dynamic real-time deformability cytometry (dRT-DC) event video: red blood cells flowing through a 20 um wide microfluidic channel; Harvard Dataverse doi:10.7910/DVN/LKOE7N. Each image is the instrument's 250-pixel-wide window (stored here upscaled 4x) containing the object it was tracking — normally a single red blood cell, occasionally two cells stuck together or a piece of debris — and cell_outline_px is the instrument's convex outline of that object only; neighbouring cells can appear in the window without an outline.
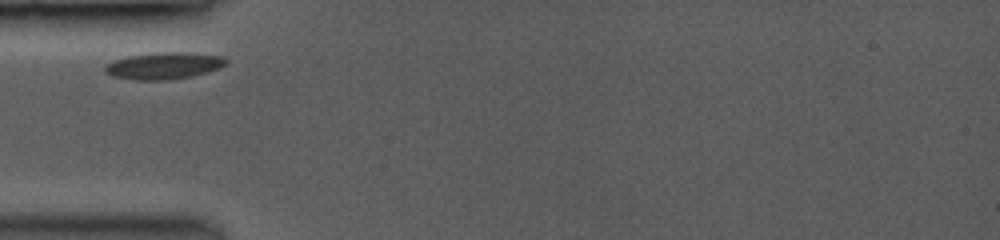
{"species": "common noctule bat (a hibernating species)", "species_latin": "Nyctalus noctula", "temperature_condition": "room temperature", "stored_images_in_passage": 12, "camera_frame_rate_fps": 3500, "um_per_image_px": 0.085, "animal": {"sex": "female", "body_mass_g": 19.0, "forearm_length_mm": 53.3}, "frame": {"image": 1, "passage_image": 1, "time_ms": 0.0, "image_size_px": [1000, 240], "cell_outline_px": [[228, 64], [220, 68], [208, 72], [192, 76], [168, 80], [136, 80], [112, 76], [104, 68], [108, 64], [116, 60], [128, 56], [160, 52], [184, 52], [220, 56], [228, 60]], "centroid_in_image_um": [13.99, 5.59], "position_along_channel_um": 71.0, "area_um2": 18.73}}
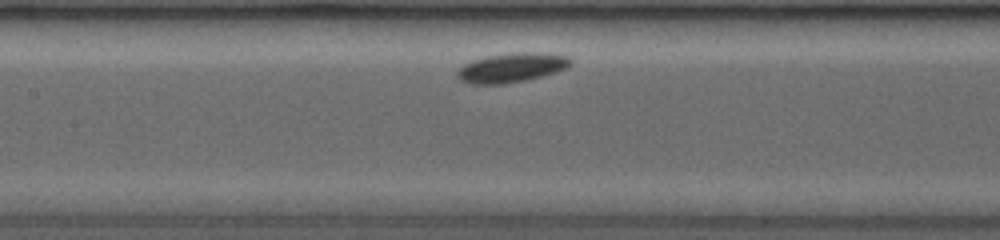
{"frame": {"image": 2, "passage_image": 6, "time_ms": 2.571, "image_size_px": [1000, 240], "cell_outline_px": [[572, 64], [568, 68], [556, 72], [524, 80], [504, 84], [472, 84], [460, 80], [456, 76], [456, 68], [472, 60], [488, 56], [512, 52], [544, 52], [568, 56], [572, 60]], "centroid_in_image_um": [43.48, 5.74], "position_along_channel_um": 163.9, "area_um2": 19.65}}
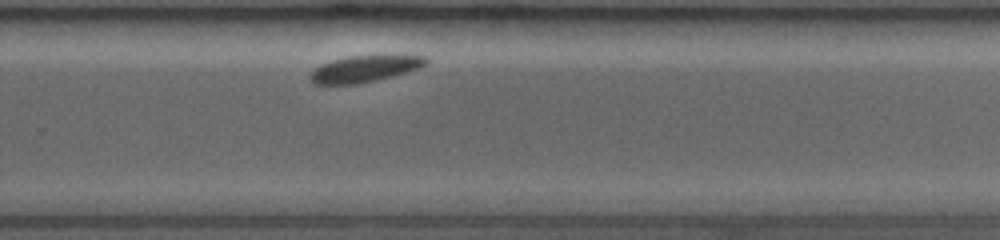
{"frame": {"image": 3, "passage_image": 12, "time_ms": 6.286, "image_size_px": [1000, 240], "cell_outline_px": [[428, 60], [424, 64], [416, 68], [404, 72], [376, 80], [352, 84], [316, 84], [308, 76], [316, 68], [324, 64], [348, 56], [424, 56]], "centroid_in_image_um": [30.94, 5.85], "position_along_channel_um": 298.9, "area_um2": 16.94}}